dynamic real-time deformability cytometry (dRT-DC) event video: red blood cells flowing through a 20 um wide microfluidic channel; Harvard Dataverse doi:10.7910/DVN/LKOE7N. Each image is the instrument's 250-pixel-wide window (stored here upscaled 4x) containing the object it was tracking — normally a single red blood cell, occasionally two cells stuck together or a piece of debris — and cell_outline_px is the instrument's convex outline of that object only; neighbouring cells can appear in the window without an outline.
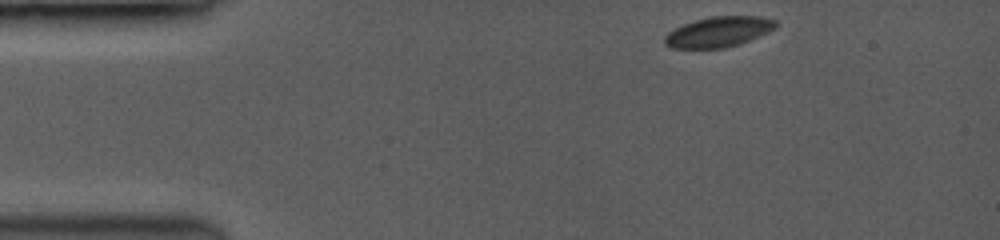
{"species": "common noctule bat (a hibernating species)", "species_latin": "Nyctalus noctula", "temperature_condition": "room temperature", "stored_images_in_passage": 45, "camera_frame_rate_fps": 3500, "um_per_image_px": 0.085, "animal": {"sex": "female", "body_mass_g": 19.0, "forearm_length_mm": 53.3}, "frame": {"image": 1, "passage_image": 1, "time_ms": 0.0, "image_size_px": [1000, 240], "cell_outline_px": [[776, 24], [772, 28], [748, 40], [736, 44], [720, 48], [672, 48], [664, 44], [664, 36], [668, 32], [684, 24], [696, 20], [712, 16], [756, 16], [776, 20]], "centroid_in_image_um": [60.99, 2.7], "position_along_channel_um": 24.0, "area_um2": 19.02}}
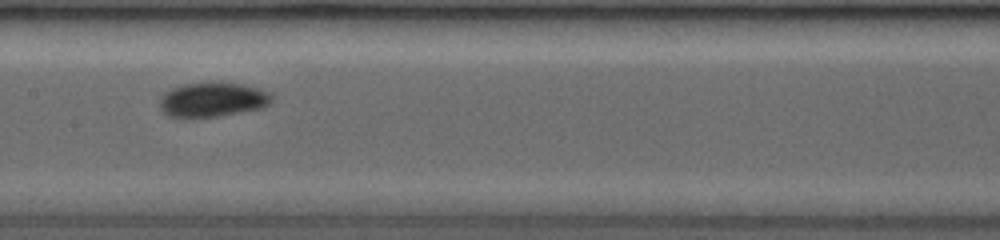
{"frame": {"image": 2, "passage_image": 19, "time_ms": 6.0, "image_size_px": [1000, 240], "cell_outline_px": [[272, 96], [268, 104], [260, 108], [216, 116], [172, 116], [164, 112], [160, 104], [164, 96], [172, 88], [184, 84], [240, 84], [256, 88], [268, 92]], "centroid_in_image_um": [18.1, 8.47], "position_along_channel_um": 189.3, "area_um2": 21.1}}
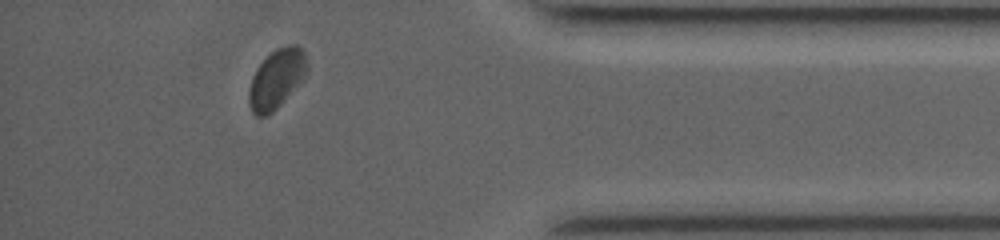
{"frame": {"image": 3, "passage_image": 41, "time_ms": 12.0, "image_size_px": [1000, 240], "cell_outline_px": [[308, 72], [280, 104], [272, 112], [264, 116], [256, 116], [252, 112], [248, 104], [248, 92], [252, 76], [256, 68], [276, 48], [288, 44], [296, 44], [304, 52], [308, 64]], "centroid_in_image_um": [23.49, 6.69], "position_along_channel_um": 411.7, "area_um2": 19.88}, "authors_computed_cell_mechanics": {"area_um2": 20.808, "velocity_mm_per_s": 4.0057, "shape_relaxation_time_tau1_ms": 5.3579, "shape_relaxation_time_tau2_ms": null, "deformation_change_tau1": 0.0766, "deformation_change_tau2": null}}